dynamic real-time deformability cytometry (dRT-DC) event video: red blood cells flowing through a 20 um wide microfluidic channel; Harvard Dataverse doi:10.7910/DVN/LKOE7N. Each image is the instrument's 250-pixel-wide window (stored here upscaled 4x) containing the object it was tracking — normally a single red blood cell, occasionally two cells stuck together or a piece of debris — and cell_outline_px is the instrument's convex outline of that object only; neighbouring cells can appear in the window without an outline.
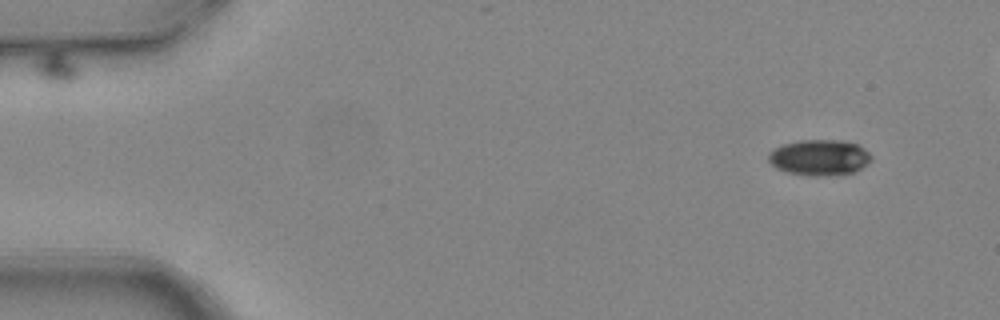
{"species": "common noctule bat (a hibernating species)", "species_latin": "Nyctalus noctula", "temperature_condition": "warm", "stored_images_in_passage": 5, "camera_frame_rate_fps": 3000, "um_per_image_px": 0.085, "animal": {"sex": "female", "body_mass_g": 24.6, "forearm_length_mm": 56.2}, "frame": {"image": 1, "passage_image": 1, "time_ms": 0.0, "image_size_px": [1000, 320], "cell_outline_px": [[872, 160], [868, 164], [856, 172], [828, 176], [808, 176], [784, 172], [776, 168], [768, 160], [768, 152], [784, 144], [800, 140], [840, 140], [860, 144], [872, 156]], "centroid_in_image_um": [69.68, 13.4], "position_along_channel_um": 15.3, "area_um2": 21.85}}